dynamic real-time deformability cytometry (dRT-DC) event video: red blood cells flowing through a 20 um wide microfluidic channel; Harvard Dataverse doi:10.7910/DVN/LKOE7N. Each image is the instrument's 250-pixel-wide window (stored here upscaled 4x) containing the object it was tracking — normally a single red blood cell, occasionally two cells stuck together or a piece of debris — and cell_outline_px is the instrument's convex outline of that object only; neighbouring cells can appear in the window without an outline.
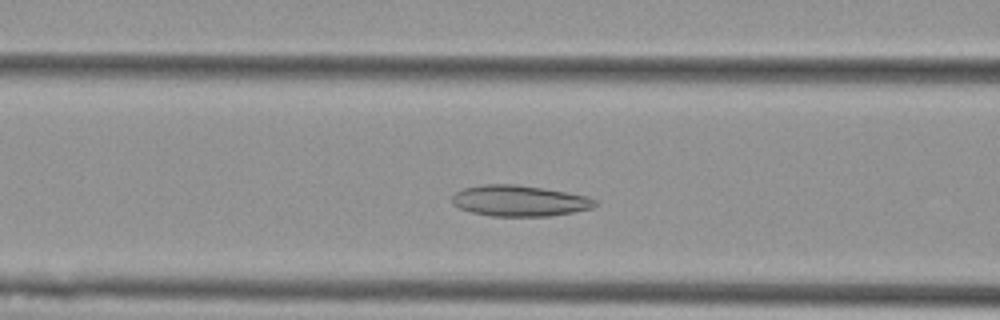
{"species": "Egyptian fruit bat (a non-hibernating species)", "species_latin": "Rousettus aegyptiacus", "temperature_condition": "cold", "stored_images_in_passage": 47, "camera_frame_rate_fps": 3000, "um_per_image_px": 0.085, "animal": {"sex": "female"}, "frame": {"image": 1, "passage_image": 14, "time_ms": 4.333, "image_size_px": [1000, 320], "cell_outline_px": [[600, 204], [592, 208], [572, 212], [548, 216], [492, 216], [472, 212], [460, 208], [452, 204], [452, 196], [456, 192], [464, 188], [484, 184], [516, 184], [544, 188], [588, 196], [596, 200]], "centroid_in_image_um": [44.17, 17.06], "position_along_channel_um": 122.4, "area_um2": 25.84}}
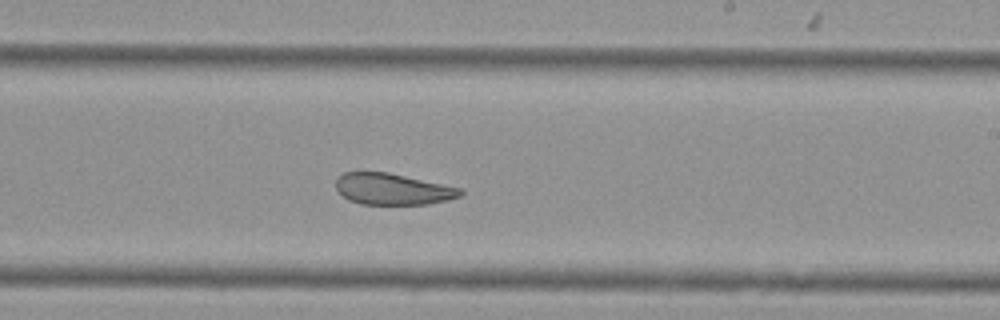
{"frame": {"image": 2, "passage_image": 25, "time_ms": 8.0, "image_size_px": [1000, 320], "cell_outline_px": [[464, 192], [460, 196], [448, 200], [428, 204], [360, 204], [348, 200], [336, 188], [336, 180], [344, 172], [388, 172], [460, 188]], "centroid_in_image_um": [33.37, 16.08], "position_along_channel_um": 255.6, "area_um2": 22.54}}
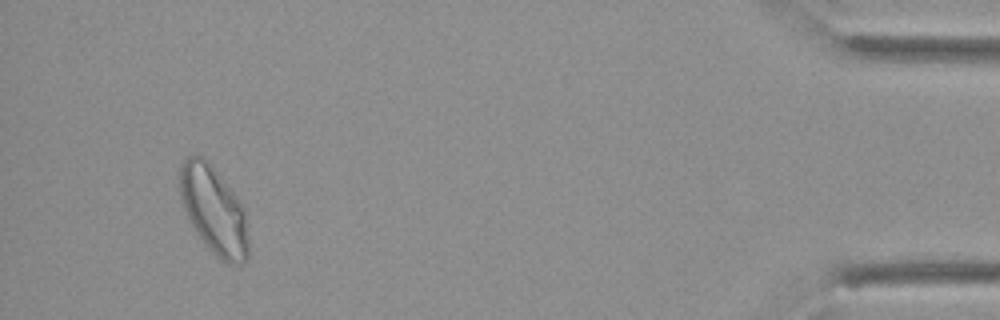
{"frame": {"image": 3, "passage_image": 44, "time_ms": 14.333, "image_size_px": [1000, 320], "cell_outline_px": [[248, 260], [244, 264], [228, 264], [216, 256], [204, 244], [196, 232], [184, 208], [176, 188], [180, 160], [188, 156], [204, 156], [212, 164], [236, 196], [244, 208], [248, 240]], "centroid_in_image_um": [18.13, 17.83], "position_along_channel_um": 417.1, "area_um2": 35.78}, "authors_computed_cell_mechanics": {"area_um2": 27.9174, "velocity_mm_per_s": 3.6518, "shape_relaxation_time_tau1_ms": null, "shape_relaxation_time_tau2_ms": 2.6635, "deformation_change_tau1": null, "deformation_change_tau2": 0.0982}}